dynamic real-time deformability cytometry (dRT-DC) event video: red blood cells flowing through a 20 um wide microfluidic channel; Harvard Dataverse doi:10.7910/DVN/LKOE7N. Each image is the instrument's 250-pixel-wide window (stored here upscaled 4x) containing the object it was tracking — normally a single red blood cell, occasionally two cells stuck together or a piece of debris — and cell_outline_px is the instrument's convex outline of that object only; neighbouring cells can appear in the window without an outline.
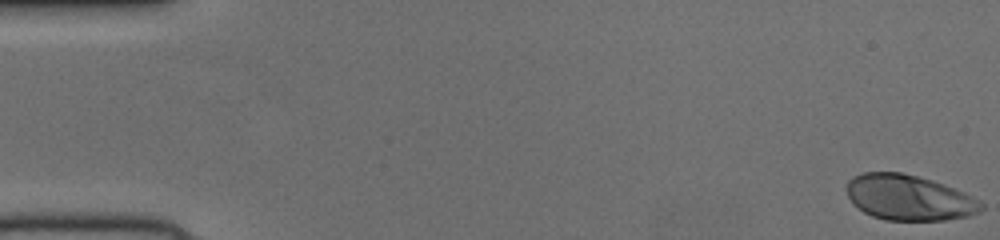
{"species": "human", "species_latin": "Homo sapiens", "temperature_condition": "cold", "stored_images_in_passage": 52, "camera_frame_rate_fps": 3000, "um_per_image_px": 0.085, "donor": {"sex": "female"}, "frame": {"image": 1, "passage_image": 1, "time_ms": 0.0, "image_size_px": [1000, 240], "cell_outline_px": [[984, 208], [980, 212], [968, 216], [944, 220], [884, 220], [872, 216], [864, 212], [848, 196], [844, 188], [848, 180], [852, 176], [864, 172], [900, 172], [932, 180], [964, 192], [984, 204]], "centroid_in_image_um": [77.24, 16.79], "position_along_channel_um": 7.8, "area_um2": 35.6}}
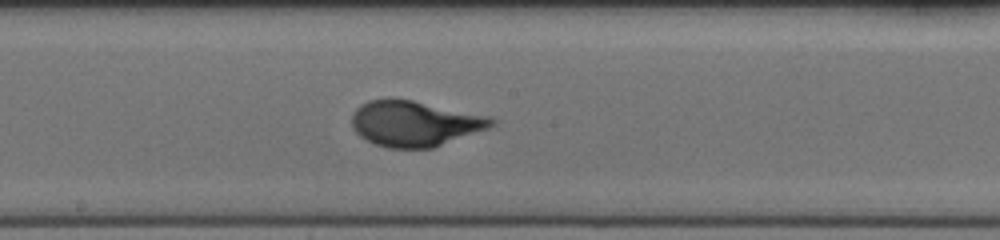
{"frame": {"image": 2, "passage_image": 28, "time_ms": 9.0, "image_size_px": [1000, 240], "cell_outline_px": [[496, 124], [488, 128], [432, 148], [388, 148], [376, 144], [360, 136], [352, 128], [352, 112], [360, 104], [368, 100], [388, 96], [412, 100], [492, 116], [496, 120]], "centroid_in_image_um": [35.23, 10.46], "position_along_channel_um": 213.0, "area_um2": 37.51}}
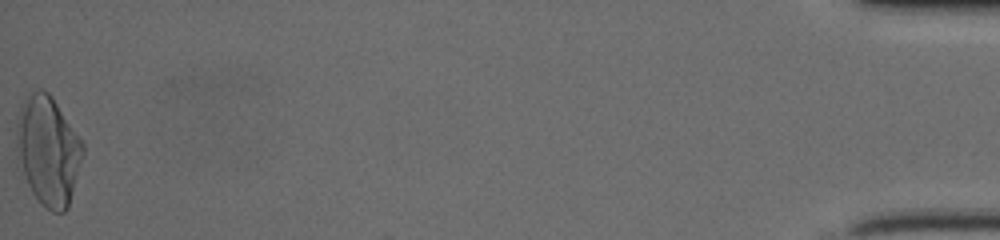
{"frame": {"image": 3, "passage_image": 52, "time_ms": 17.0, "image_size_px": [1000, 240], "cell_outline_px": [[84, 152], [68, 208], [64, 212], [52, 212], [32, 192], [16, 164], [16, 120], [20, 104], [36, 88], [40, 88], [48, 92], [52, 96], [84, 144]], "centroid_in_image_um": [4.05, 12.77], "position_along_channel_um": 431.2, "area_um2": 42.48}}